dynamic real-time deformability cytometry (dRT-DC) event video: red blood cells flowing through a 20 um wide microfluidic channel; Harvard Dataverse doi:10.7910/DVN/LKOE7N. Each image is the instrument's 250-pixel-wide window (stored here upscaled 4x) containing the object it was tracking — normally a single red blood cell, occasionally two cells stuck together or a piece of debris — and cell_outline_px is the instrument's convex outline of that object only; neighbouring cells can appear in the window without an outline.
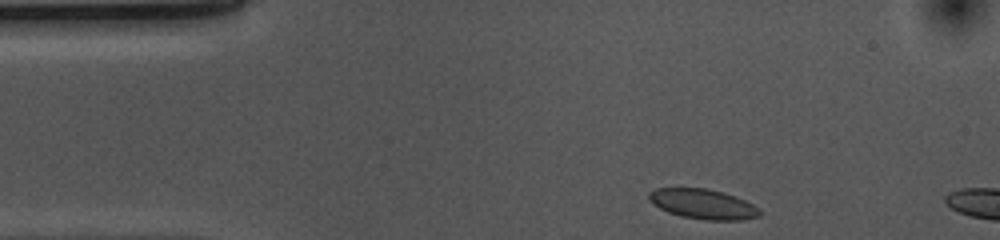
{"species": "common noctule bat (a hibernating species)", "species_latin": "Nyctalus noctula", "temperature_condition": "cold", "stored_images_in_passage": 5, "camera_frame_rate_fps": 3000, "um_per_image_px": 0.085, "animal": {"sex": "female", "body_mass_g": 10.0, "forearm_length_mm": 53.1}, "frame": {"image": 1, "passage_image": 1, "time_ms": 0.0, "image_size_px": [1000, 240], "cell_outline_px": [[760, 216], [744, 220], [704, 220], [680, 216], [668, 212], [652, 204], [648, 200], [648, 192], [656, 188], [704, 188], [724, 192], [736, 196], [752, 204], [760, 212]], "centroid_in_image_um": [59.72, 17.34], "position_along_channel_um": 25.3, "area_um2": 19.42}}